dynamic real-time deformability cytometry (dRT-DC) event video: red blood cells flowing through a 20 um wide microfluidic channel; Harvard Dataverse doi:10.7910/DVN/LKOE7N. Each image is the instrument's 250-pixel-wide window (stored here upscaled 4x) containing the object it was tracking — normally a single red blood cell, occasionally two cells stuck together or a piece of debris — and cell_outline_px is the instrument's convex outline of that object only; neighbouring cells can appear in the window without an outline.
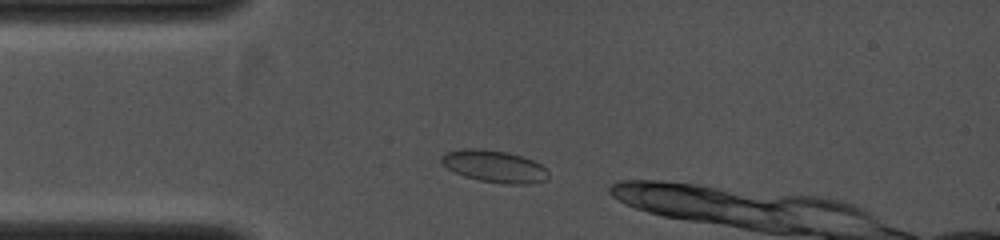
{"species": "common noctule bat (a hibernating species)", "species_latin": "Nyctalus noctula", "temperature_condition": "cold", "stored_images_in_passage": 25, "camera_frame_rate_fps": 4000, "um_per_image_px": 0.085, "animal": {"sex": "female", "body_mass_g": 19.0, "forearm_length_mm": 53.3}, "frame": {"image": 1, "passage_image": 4, "time_ms": 0.75, "image_size_px": [1000, 240], "cell_outline_px": [[548, 180], [532, 184], [504, 184], [480, 180], [464, 176], [448, 168], [440, 160], [440, 156], [444, 152], [464, 148], [480, 148], [508, 152], [532, 160], [540, 164], [548, 172]], "centroid_in_image_um": [42.02, 14.13], "position_along_channel_um": 43.0, "area_um2": 20.06}}
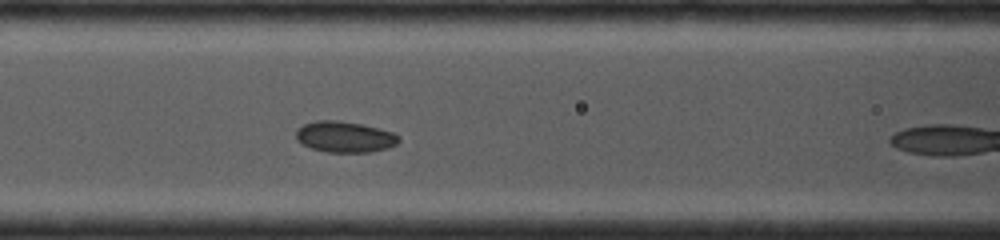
{"frame": {"image": 2, "passage_image": 18, "time_ms": 3.0, "image_size_px": [1000, 240], "cell_outline_px": [[400, 140], [396, 144], [388, 148], [372, 152], [328, 152], [312, 148], [300, 144], [296, 140], [296, 128], [304, 124], [316, 120], [340, 120], [364, 124], [392, 132], [400, 136]], "centroid_in_image_um": [29.29, 11.62], "position_along_channel_um": 137.3, "area_um2": 18.84}}
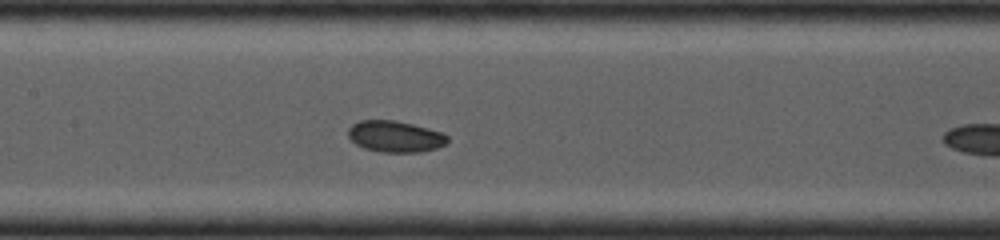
{"frame": {"image": 3, "passage_image": 23, "time_ms": 3.75, "image_size_px": [1000, 240], "cell_outline_px": [[448, 144], [436, 148], [420, 152], [380, 152], [364, 148], [356, 144], [348, 136], [348, 128], [352, 124], [360, 120], [396, 120], [444, 132], [448, 136]], "centroid_in_image_um": [33.61, 11.6], "position_along_channel_um": 173.8, "area_um2": 18.32}}